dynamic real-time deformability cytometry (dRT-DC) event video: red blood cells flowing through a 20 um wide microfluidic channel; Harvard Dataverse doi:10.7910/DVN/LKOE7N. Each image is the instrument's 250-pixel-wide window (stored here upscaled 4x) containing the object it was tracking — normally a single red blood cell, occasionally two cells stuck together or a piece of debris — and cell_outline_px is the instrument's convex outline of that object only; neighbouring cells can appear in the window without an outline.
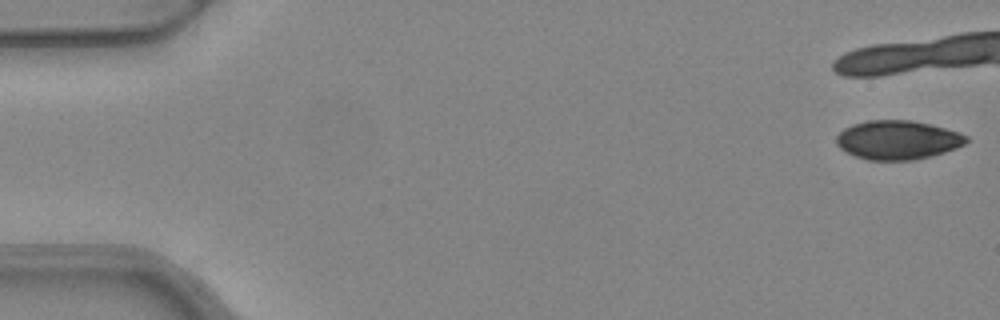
{"species": "common noctule bat (a hibernating species)", "species_latin": "Nyctalus noctula", "temperature_condition": "warm", "stored_images_in_passage": 8, "camera_frame_rate_fps": 3000, "um_per_image_px": 0.085, "animal": {"sex": "female", "body_mass_g": 24.6, "forearm_length_mm": 56.2}, "frame": {"image": 1, "passage_image": 1, "time_ms": 0.0, "image_size_px": [1000, 320], "cell_outline_px": [[968, 140], [964, 144], [956, 148], [932, 156], [912, 160], [868, 160], [856, 156], [840, 148], [836, 144], [836, 136], [844, 128], [852, 124], [868, 120], [912, 120], [960, 132], [968, 136]], "centroid_in_image_um": [76.3, 11.89], "position_along_channel_um": 8.7, "area_um2": 29.48}}